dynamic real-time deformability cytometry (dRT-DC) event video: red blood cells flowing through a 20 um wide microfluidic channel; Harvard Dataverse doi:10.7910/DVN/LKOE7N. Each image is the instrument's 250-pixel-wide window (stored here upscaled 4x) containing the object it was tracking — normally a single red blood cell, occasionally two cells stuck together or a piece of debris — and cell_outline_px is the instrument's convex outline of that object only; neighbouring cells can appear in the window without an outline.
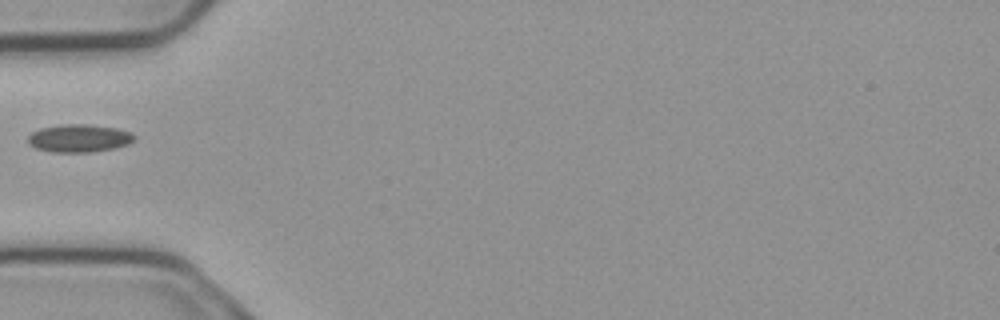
{"species": "common noctule bat (a hibernating species)", "species_latin": "Nyctalus noctula", "temperature_condition": "cold", "stored_images_in_passage": 1, "camera_frame_rate_fps": 3000, "um_per_image_px": 0.085, "animal": {"sex": "male", "body_mass_g": 23.1, "forearm_length_mm": 52.7}, "frame": {"image": 1, "passage_image": 1, "time_ms": 0.0, "image_size_px": [1000, 320], "cell_outline_px": [[136, 140], [128, 144], [112, 148], [92, 152], [52, 152], [36, 148], [28, 144], [28, 136], [32, 132], [40, 128], [60, 124], [84, 124], [116, 128], [132, 132], [136, 136]], "centroid_in_image_um": [6.72, 11.74], "position_along_channel_um": 78.3, "area_um2": 17.34}}